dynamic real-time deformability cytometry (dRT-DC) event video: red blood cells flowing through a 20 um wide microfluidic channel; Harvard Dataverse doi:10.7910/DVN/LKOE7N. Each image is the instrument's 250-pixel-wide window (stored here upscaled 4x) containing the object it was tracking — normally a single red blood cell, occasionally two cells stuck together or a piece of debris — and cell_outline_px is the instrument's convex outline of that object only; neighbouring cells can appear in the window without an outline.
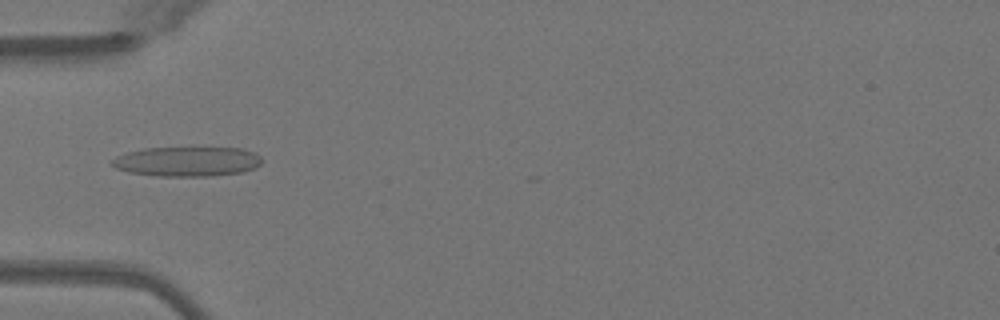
{"species": "Egyptian fruit bat (a non-hibernating species)", "species_latin": "Rousettus aegyptiacus", "temperature_condition": "warm", "stored_images_in_passage": 16, "camera_frame_rate_fps": 3000, "um_per_image_px": 0.085, "animal": {"sex": "female"}, "frame": {"image": 1, "passage_image": 9, "time_ms": 2.667, "image_size_px": [1000, 320], "cell_outline_px": [[260, 164], [256, 168], [244, 172], [212, 176], [156, 176], [128, 172], [116, 168], [112, 164], [112, 160], [116, 156], [128, 152], [144, 148], [240, 148], [256, 152], [260, 156]], "centroid_in_image_um": [15.93, 13.73], "position_along_channel_um": 69.1, "area_um2": 26.01}}
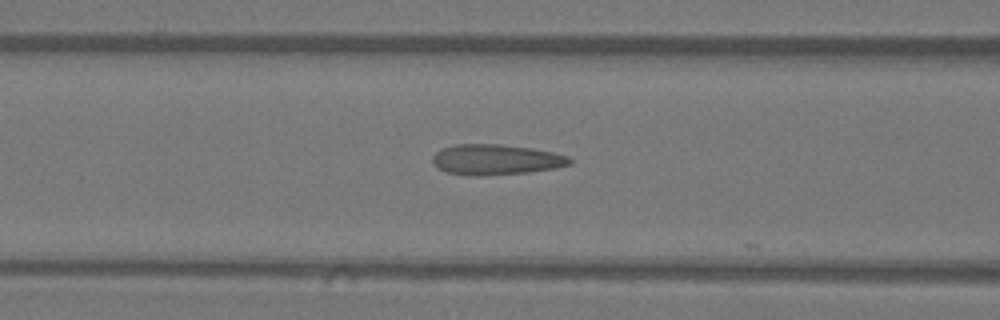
{"frame": {"image": 2, "passage_image": 13, "time_ms": 4.0, "image_size_px": [1000, 320], "cell_outline_px": [[572, 164], [556, 168], [528, 172], [480, 176], [464, 176], [448, 172], [436, 168], [432, 164], [432, 156], [436, 152], [444, 148], [456, 144], [500, 144], [532, 148], [552, 152], [568, 156], [572, 160]], "centroid_in_image_um": [42.13, 13.57], "position_along_channel_um": 124.5, "area_um2": 24.57}}